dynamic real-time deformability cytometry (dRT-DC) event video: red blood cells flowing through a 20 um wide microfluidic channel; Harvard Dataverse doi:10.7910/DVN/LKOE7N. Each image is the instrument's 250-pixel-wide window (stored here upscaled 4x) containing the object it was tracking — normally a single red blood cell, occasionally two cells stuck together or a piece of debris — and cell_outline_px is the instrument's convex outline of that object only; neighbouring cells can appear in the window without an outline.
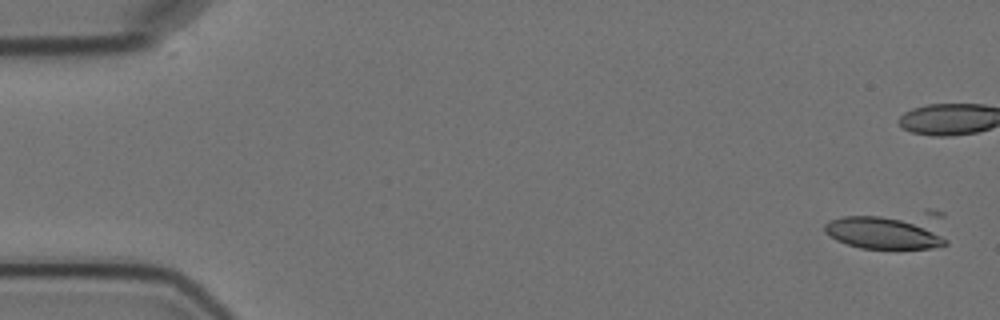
{"species": "Egyptian fruit bat (a non-hibernating species)", "species_latin": "Rousettus aegyptiacus", "temperature_condition": "cold", "stored_images_in_passage": 4, "camera_frame_rate_fps": 3000, "um_per_image_px": 0.085, "animal": {"sex": "female"}, "frame": {"image": 1, "passage_image": 1, "time_ms": 0.0, "image_size_px": [1000, 320], "cell_outline_px": [[948, 244], [932, 248], [860, 248], [836, 240], [824, 232], [824, 224], [828, 220], [844, 216], [924, 208], [928, 208], [944, 212], [948, 240]], "centroid_in_image_um": [75.74, 19.5], "position_along_channel_um": 9.3, "area_um2": 29.25}}